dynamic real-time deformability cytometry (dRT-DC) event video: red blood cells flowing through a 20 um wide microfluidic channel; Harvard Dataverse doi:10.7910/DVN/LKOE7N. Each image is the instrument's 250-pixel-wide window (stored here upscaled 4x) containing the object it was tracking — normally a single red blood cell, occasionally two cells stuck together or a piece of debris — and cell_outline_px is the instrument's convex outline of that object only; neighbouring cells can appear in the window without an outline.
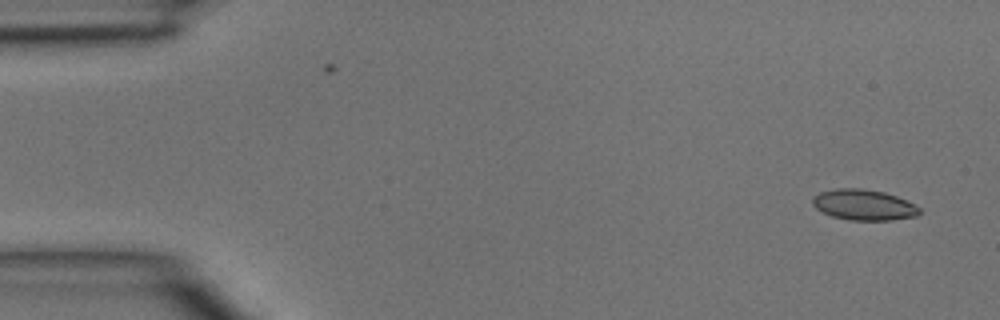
{"species": "common noctule bat (a hibernating species)", "species_latin": "Nyctalus noctula", "temperature_condition": "room temperature", "stored_images_in_passage": 4, "segment_of_instrument_passage": [1, 2], "camera_frame_rate_fps": 3000, "um_per_image_px": 0.085, "animal": {"sex": "male", "body_mass_g": 15.6}, "frame": {"image": 1, "passage_image": 1, "time_ms": 0.0, "image_size_px": [1000, 320], "cell_outline_px": [[920, 212], [916, 216], [892, 220], [852, 220], [832, 216], [816, 208], [812, 204], [812, 196], [820, 192], [836, 188], [860, 188], [884, 192], [896, 196], [920, 208]], "centroid_in_image_um": [73.39, 17.4], "position_along_channel_um": 11.6, "area_um2": 18.96}}
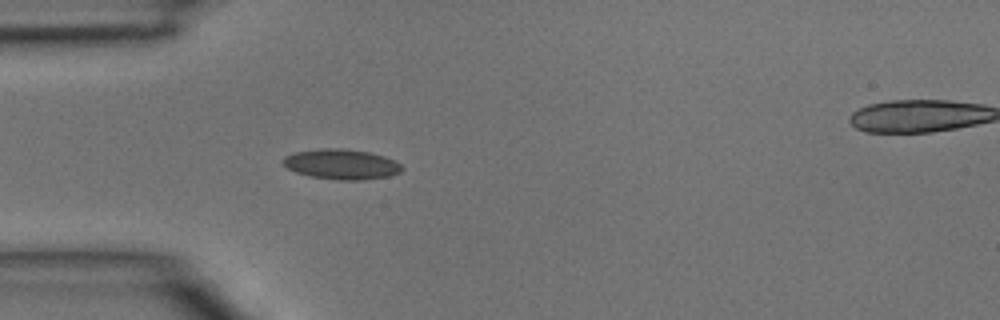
{"frame": {"image": 2, "passage_image": 3, "time_ms": 0.667, "image_size_px": [1000, 320], "cell_outline_px": [[404, 168], [400, 172], [388, 176], [360, 180], [340, 180], [312, 176], [296, 172], [288, 168], [280, 160], [284, 156], [296, 152], [320, 148], [340, 148], [368, 152], [384, 156], [400, 164]], "centroid_in_image_um": [29.0, 13.95], "position_along_channel_um": 56.0, "area_um2": 20.69}}